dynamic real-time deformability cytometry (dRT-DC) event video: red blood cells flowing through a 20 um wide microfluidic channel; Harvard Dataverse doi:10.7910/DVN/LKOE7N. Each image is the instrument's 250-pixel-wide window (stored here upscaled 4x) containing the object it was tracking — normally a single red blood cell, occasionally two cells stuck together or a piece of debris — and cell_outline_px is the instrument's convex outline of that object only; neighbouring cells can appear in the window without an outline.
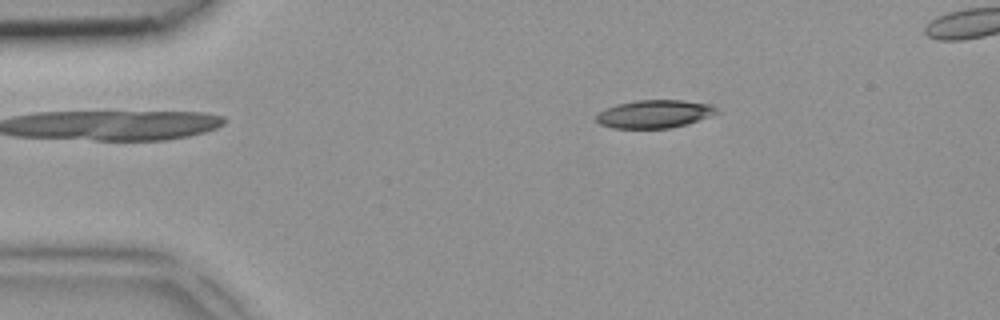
{"species": "common noctule bat (a hibernating species)", "species_latin": "Nyctalus noctula", "temperature_condition": "room temperature", "stored_images_in_passage": 2, "camera_frame_rate_fps": 3000, "um_per_image_px": 0.085, "animal": {"sex": "female", "body_mass_g": 18.4}, "frame": {"image": 1, "passage_image": 1, "time_ms": 0.0, "image_size_px": [1000, 320], "cell_outline_px": [[720, 112], [712, 116], [688, 124], [672, 128], [612, 128], [600, 124], [596, 120], [596, 116], [604, 108], [616, 104], [636, 100], [680, 100], [712, 104]], "centroid_in_image_um": [55.65, 9.69], "position_along_channel_um": 29.3, "area_um2": 19.88}}